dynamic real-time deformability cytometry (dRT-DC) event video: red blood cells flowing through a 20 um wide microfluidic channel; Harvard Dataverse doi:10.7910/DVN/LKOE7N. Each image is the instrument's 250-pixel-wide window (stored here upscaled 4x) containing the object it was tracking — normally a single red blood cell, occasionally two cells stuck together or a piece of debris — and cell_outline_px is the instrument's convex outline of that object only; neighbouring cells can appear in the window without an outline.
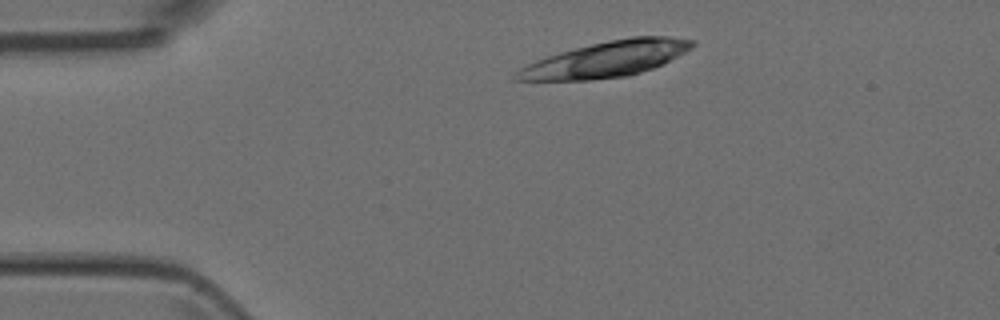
{"species": "Egyptian fruit bat (a non-hibernating species)", "species_latin": "Rousettus aegyptiacus", "temperature_condition": "room temperature", "stored_images_in_passage": 3, "camera_frame_rate_fps": 3000, "um_per_image_px": 0.085, "animal": {"sex": "female"}, "frame": {"image": 1, "passage_image": 2, "time_ms": 1.0, "image_size_px": [1000, 320], "cell_outline_px": [[696, 44], [692, 48], [652, 68], [628, 76], [592, 80], [512, 80], [512, 76], [520, 68], [536, 60], [560, 52], [592, 44], [632, 36], [668, 36], [696, 40]], "centroid_in_image_um": [51.52, 5.03], "position_along_channel_um": 33.5, "area_um2": 36.13}}